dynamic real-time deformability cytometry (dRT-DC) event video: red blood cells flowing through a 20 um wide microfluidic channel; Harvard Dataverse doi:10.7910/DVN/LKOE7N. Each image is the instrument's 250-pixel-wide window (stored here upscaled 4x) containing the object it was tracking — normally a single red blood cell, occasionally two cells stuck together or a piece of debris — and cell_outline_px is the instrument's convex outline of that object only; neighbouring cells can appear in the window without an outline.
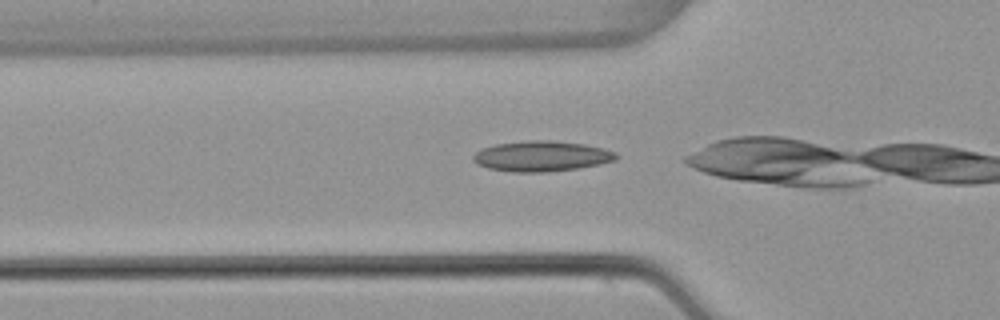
{"species": "common noctule bat (a hibernating species)", "species_latin": "Nyctalus noctula", "temperature_condition": "warm", "stored_images_in_passage": 5, "camera_frame_rate_fps": 3000, "um_per_image_px": 0.085, "animal": {"sex": "female", "body_mass_g": 22.7, "forearm_length_mm": 54.2}, "frame": {"image": 1, "passage_image": 3, "time_ms": 0.667, "image_size_px": [1000, 320], "cell_outline_px": [[620, 156], [616, 160], [600, 164], [580, 168], [548, 172], [512, 172], [488, 168], [476, 164], [472, 160], [472, 156], [476, 152], [484, 148], [496, 144], [532, 140], [548, 140], [584, 144], [604, 148], [616, 152]], "centroid_in_image_um": [46.06, 13.28], "position_along_channel_um": 79.7, "area_um2": 25.49}}